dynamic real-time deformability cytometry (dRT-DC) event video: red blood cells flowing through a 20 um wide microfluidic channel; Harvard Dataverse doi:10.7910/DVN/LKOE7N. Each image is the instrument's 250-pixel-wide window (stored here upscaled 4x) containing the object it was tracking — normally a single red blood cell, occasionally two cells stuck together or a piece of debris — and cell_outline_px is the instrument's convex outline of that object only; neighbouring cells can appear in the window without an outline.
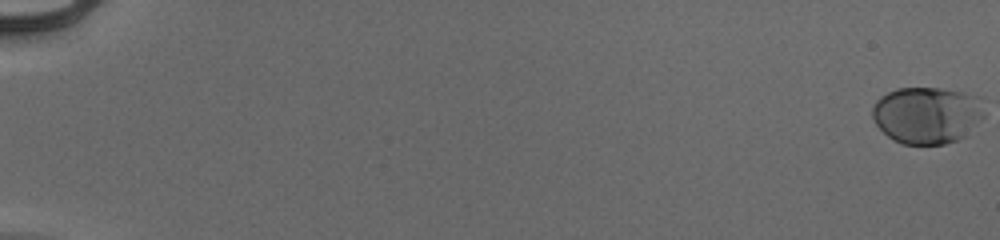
{"species": "human", "species_latin": "Homo sapiens", "temperature_condition": "cold", "stored_images_in_passage": 56, "camera_frame_rate_fps": 3000, "um_per_image_px": 0.085, "donor": {"sex": "male"}, "frame": {"image": 1, "passage_image": 1, "time_ms": 0.0, "image_size_px": [1000, 240], "cell_outline_px": [[984, 116], [968, 136], [944, 144], [900, 144], [892, 140], [876, 124], [872, 116], [872, 108], [876, 100], [880, 96], [896, 88], [940, 88], [964, 92], [980, 96], [984, 112]], "centroid_in_image_um": [78.82, 9.78], "position_along_channel_um": 6.2, "area_um2": 37.63}}
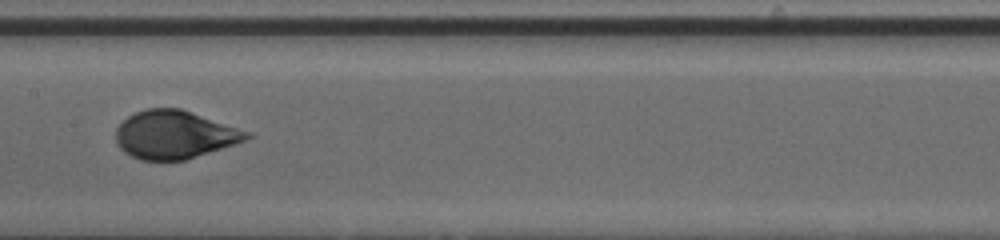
{"frame": {"image": 2, "passage_image": 32, "time_ms": 10.333, "image_size_px": [1000, 240], "cell_outline_px": [[252, 136], [244, 140], [184, 160], [140, 160], [124, 152], [116, 144], [116, 128], [128, 116], [136, 112], [148, 108], [180, 108], [252, 132]], "centroid_in_image_um": [14.8, 11.44], "position_along_channel_um": 192.6, "area_um2": 36.36}}
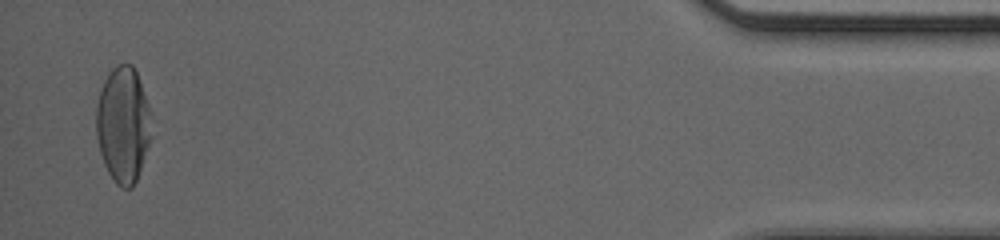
{"frame": {"image": 3, "passage_image": 55, "time_ms": 18.0, "image_size_px": [1000, 240], "cell_outline_px": [[152, 136], [136, 180], [132, 188], [120, 188], [112, 180], [104, 164], [100, 152], [96, 136], [96, 104], [104, 80], [108, 72], [116, 64], [132, 64], [136, 72], [148, 104]], "centroid_in_image_um": [10.44, 10.61], "position_along_channel_um": 424.8, "area_um2": 37.28}, "authors_computed_cell_mechanics": {"area_um2": 36.6452, "velocity_mm_per_s": 3.9295, "shape_relaxation_time_tau1_ms": 3.8886, "shape_relaxation_time_tau2_ms": null, "deformation_change_tau1": 0.1782, "deformation_change_tau2": null}}